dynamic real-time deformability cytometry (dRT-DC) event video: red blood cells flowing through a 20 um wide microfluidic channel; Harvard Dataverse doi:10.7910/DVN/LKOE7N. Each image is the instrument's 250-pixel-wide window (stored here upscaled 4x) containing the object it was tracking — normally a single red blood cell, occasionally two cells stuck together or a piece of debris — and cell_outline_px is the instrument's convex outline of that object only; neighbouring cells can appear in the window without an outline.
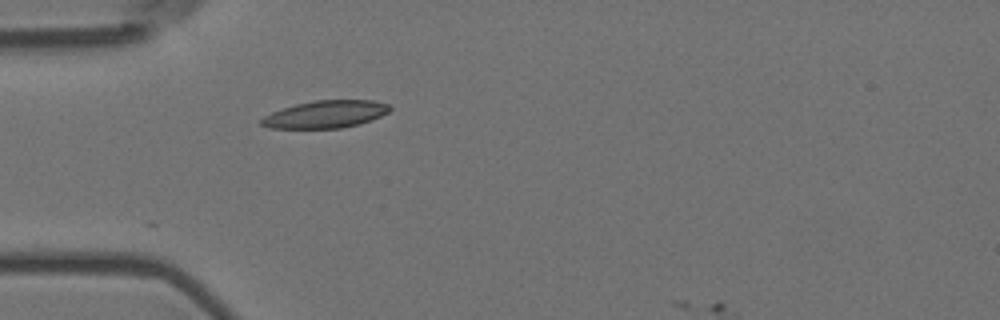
{"species": "Egyptian fruit bat (a non-hibernating species)", "species_latin": "Rousettus aegyptiacus", "temperature_condition": "room temperature", "stored_images_in_passage": 5, "camera_frame_rate_fps": 3000, "um_per_image_px": 0.085, "animal": {"sex": "female"}, "frame": {"image": 1, "passage_image": 5, "time_ms": 1.333, "image_size_px": [1000, 320], "cell_outline_px": [[392, 108], [388, 112], [372, 120], [360, 124], [340, 128], [268, 128], [260, 124], [260, 120], [264, 116], [272, 112], [296, 104], [316, 100], [372, 100], [388, 104]], "centroid_in_image_um": [27.68, 9.71], "position_along_channel_um": 57.3, "area_um2": 20.46}}